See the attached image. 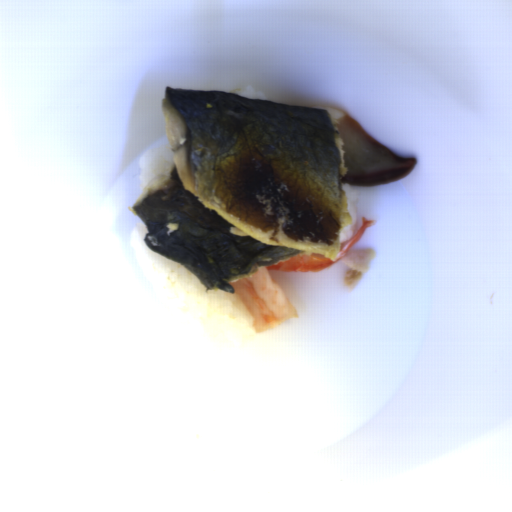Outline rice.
Segmentation results:
<instances>
[{
  "instance_id": "5",
  "label": "rice",
  "mask_w": 512,
  "mask_h": 512,
  "mask_svg": "<svg viewBox=\"0 0 512 512\" xmlns=\"http://www.w3.org/2000/svg\"><path fill=\"white\" fill-rule=\"evenodd\" d=\"M314 108H324L326 110L329 111V113L331 114L333 120L334 119H337V118H340V117H344L346 115H344L340 110H337V109H333V108H330V107H324V106H316Z\"/></svg>"
},
{
  "instance_id": "2",
  "label": "rice",
  "mask_w": 512,
  "mask_h": 512,
  "mask_svg": "<svg viewBox=\"0 0 512 512\" xmlns=\"http://www.w3.org/2000/svg\"><path fill=\"white\" fill-rule=\"evenodd\" d=\"M171 147L148 150L139 158L138 187L144 194L150 187L166 178L174 164Z\"/></svg>"
},
{
  "instance_id": "1",
  "label": "rice",
  "mask_w": 512,
  "mask_h": 512,
  "mask_svg": "<svg viewBox=\"0 0 512 512\" xmlns=\"http://www.w3.org/2000/svg\"><path fill=\"white\" fill-rule=\"evenodd\" d=\"M149 232L143 222L134 227L131 240L134 253L158 276L180 288L203 305L211 314H220L235 318L243 325L254 321L243 302L234 293H225L220 289L207 290L196 274L185 266L151 251L144 242Z\"/></svg>"
},
{
  "instance_id": "3",
  "label": "rice",
  "mask_w": 512,
  "mask_h": 512,
  "mask_svg": "<svg viewBox=\"0 0 512 512\" xmlns=\"http://www.w3.org/2000/svg\"><path fill=\"white\" fill-rule=\"evenodd\" d=\"M341 187L346 196L351 222L340 233L339 245L346 243L355 236L354 231L357 223L356 202L358 200L357 190L343 185Z\"/></svg>"
},
{
  "instance_id": "4",
  "label": "rice",
  "mask_w": 512,
  "mask_h": 512,
  "mask_svg": "<svg viewBox=\"0 0 512 512\" xmlns=\"http://www.w3.org/2000/svg\"><path fill=\"white\" fill-rule=\"evenodd\" d=\"M231 93L237 94L244 98H259L266 100L264 94L261 93L260 91L255 90L251 85H248L245 89L234 90Z\"/></svg>"
}]
</instances>
